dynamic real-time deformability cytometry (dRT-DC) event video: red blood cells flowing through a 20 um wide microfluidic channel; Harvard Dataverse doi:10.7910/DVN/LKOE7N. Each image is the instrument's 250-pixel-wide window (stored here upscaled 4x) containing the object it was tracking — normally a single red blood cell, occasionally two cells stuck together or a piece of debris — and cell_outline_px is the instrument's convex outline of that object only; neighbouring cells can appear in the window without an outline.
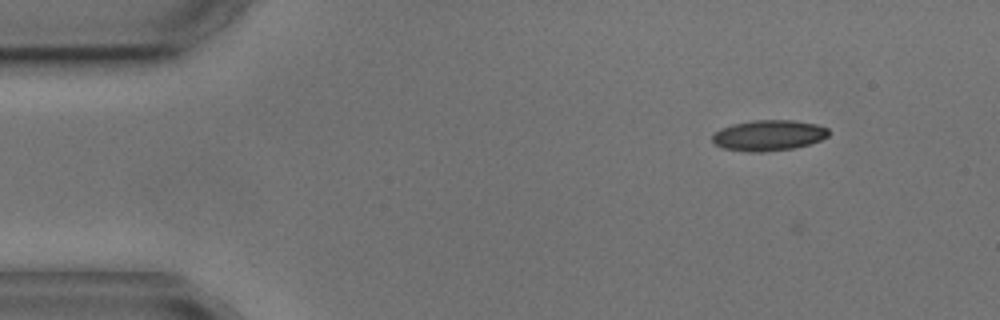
{"species": "common noctule bat (a hibernating species)", "species_latin": "Nyctalus noctula", "temperature_condition": "cold", "stored_images_in_passage": 9, "camera_frame_rate_fps": 3000, "um_per_image_px": 0.085, "animal": {"sex": "male", "body_mass_g": 17.9, "forearm_length_mm": 54.2}, "frame": {"image": 1, "passage_image": 2, "time_ms": 1.0, "image_size_px": [1000, 320], "cell_outline_px": [[828, 136], [820, 140], [808, 144], [792, 148], [764, 152], [748, 152], [724, 148], [716, 144], [712, 140], [712, 132], [720, 128], [732, 124], [752, 120], [792, 120], [816, 124], [828, 128]], "centroid_in_image_um": [65.29, 11.5], "position_along_channel_um": 19.7, "area_um2": 20.81}}
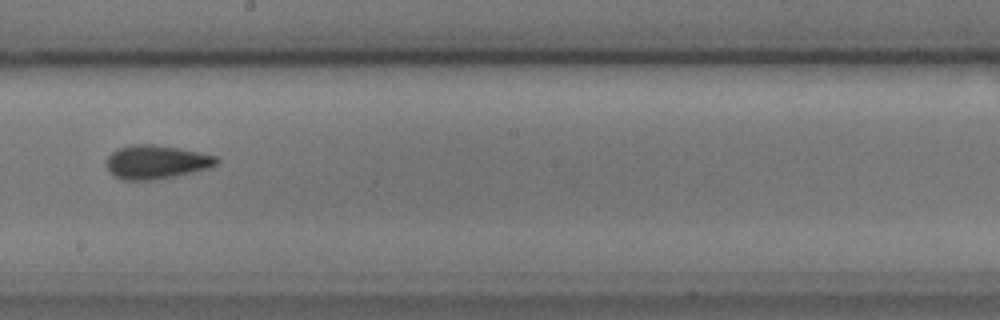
{"frame": {"image": 2, "passage_image": 8, "time_ms": 9.0, "image_size_px": [1000, 320], "cell_outline_px": [[220, 160], [216, 164], [208, 168], [192, 172], [152, 180], [120, 180], [112, 176], [108, 172], [104, 164], [104, 160], [112, 152], [120, 148], [132, 144], [156, 144], [180, 148], [216, 156]], "centroid_in_image_um": [13.2, 13.77], "position_along_channel_um": 235.0, "area_um2": 21.85}}
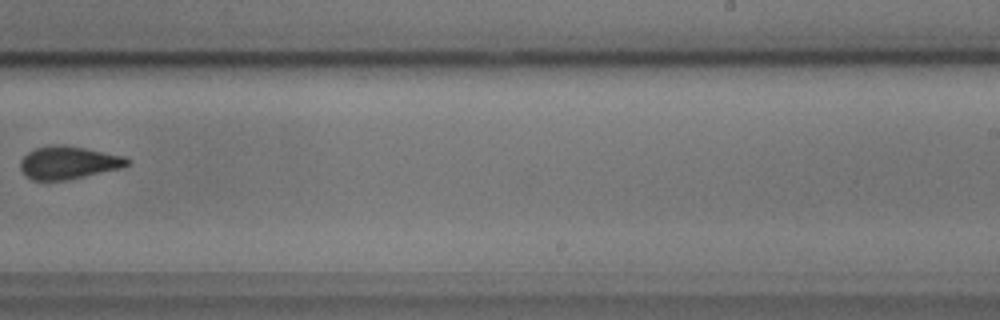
{"frame": {"image": 3, "passage_image": 9, "time_ms": 10.333, "image_size_px": [1000, 320], "cell_outline_px": [[132, 164], [124, 168], [64, 180], [32, 180], [20, 168], [20, 160], [28, 152], [36, 148], [56, 144], [64, 144], [128, 156], [132, 160]], "centroid_in_image_um": [5.91, 13.81], "position_along_channel_um": 283.1, "area_um2": 20.69}}